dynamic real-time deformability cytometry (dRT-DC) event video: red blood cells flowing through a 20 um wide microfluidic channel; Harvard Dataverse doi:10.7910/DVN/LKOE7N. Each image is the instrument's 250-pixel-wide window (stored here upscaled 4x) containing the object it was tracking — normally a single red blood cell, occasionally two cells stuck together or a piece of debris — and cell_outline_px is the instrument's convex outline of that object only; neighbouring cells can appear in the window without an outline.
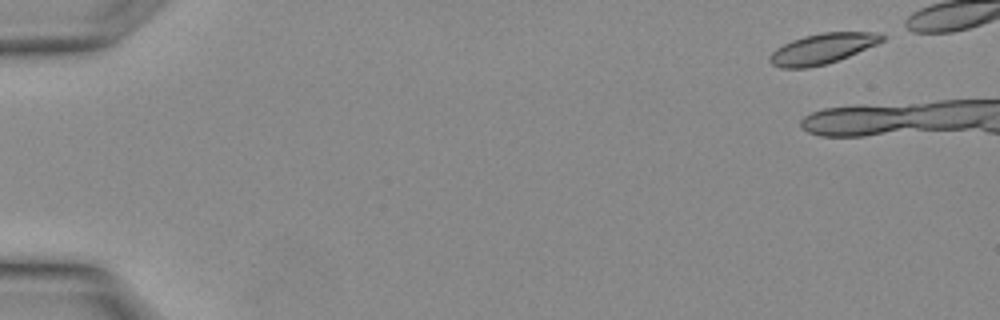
{"species": "Egyptian fruit bat (a non-hibernating species)", "species_latin": "Rousettus aegyptiacus", "temperature_condition": "warm", "stored_images_in_passage": 13, "camera_frame_rate_fps": 3000, "um_per_image_px": 0.085, "animal": {"sex": "female"}, "frame": {"image": 1, "passage_image": 1, "time_ms": 0.0, "image_size_px": [1000, 320], "cell_outline_px": [[888, 36], [884, 40], [876, 44], [848, 56], [828, 64], [808, 68], [780, 68], [772, 64], [768, 60], [768, 56], [776, 48], [792, 40], [804, 36], [824, 32], [880, 32]], "centroid_in_image_um": [69.91, 4.14], "position_along_channel_um": 15.1, "area_um2": 20.0}}